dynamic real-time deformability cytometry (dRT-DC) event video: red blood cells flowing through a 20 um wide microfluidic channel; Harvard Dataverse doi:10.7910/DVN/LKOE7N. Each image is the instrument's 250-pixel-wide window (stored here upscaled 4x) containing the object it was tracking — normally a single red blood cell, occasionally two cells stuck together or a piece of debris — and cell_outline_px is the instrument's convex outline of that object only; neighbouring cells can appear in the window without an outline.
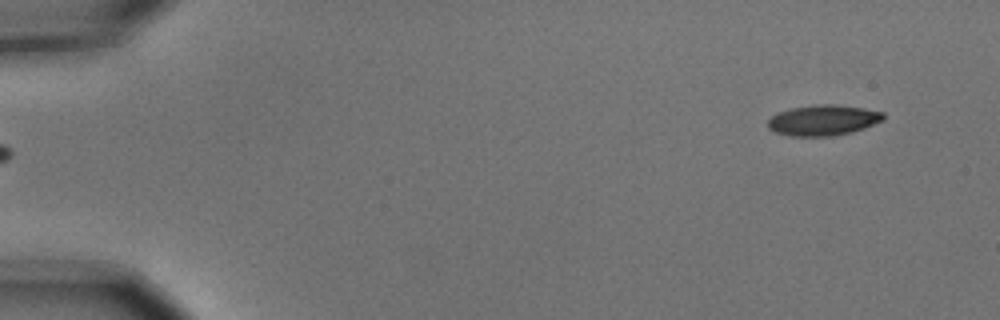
{"species": "common noctule bat (a hibernating species)", "species_latin": "Nyctalus noctula", "temperature_condition": "cold", "stored_images_in_passage": 4, "segment_of_instrument_passage": [2, 2], "camera_frame_rate_fps": 3000, "um_per_image_px": 0.085, "animal": {"sex": "male", "body_mass_g": 15.6}, "frame": {"image": 1, "passage_image": 4, "time_ms": 1.0, "image_size_px": [1000, 320], "cell_outline_px": [[884, 120], [864, 128], [852, 132], [832, 136], [792, 136], [776, 132], [768, 128], [768, 120], [772, 116], [780, 112], [792, 108], [816, 104], [836, 104], [864, 108], [884, 112]], "centroid_in_image_um": [70.0, 10.21], "position_along_channel_um": 15.0, "area_um2": 20.58}}